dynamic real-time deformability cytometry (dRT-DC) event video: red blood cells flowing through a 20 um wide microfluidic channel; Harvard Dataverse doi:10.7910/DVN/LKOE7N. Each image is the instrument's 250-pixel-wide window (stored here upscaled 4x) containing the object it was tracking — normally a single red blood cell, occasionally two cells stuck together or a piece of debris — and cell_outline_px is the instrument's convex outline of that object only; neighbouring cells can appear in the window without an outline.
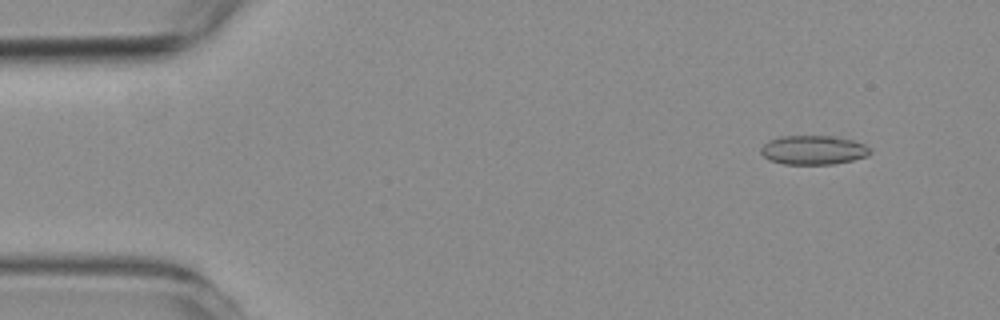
{"species": "common noctule bat (a hibernating species)", "species_latin": "Nyctalus noctula", "temperature_condition": "room temperature", "stored_images_in_passage": 21, "camera_frame_rate_fps": 3000, "um_per_image_px": 0.085, "animal": {"sex": "female", "body_mass_g": 19.3, "forearm_length_mm": 54.1}, "frame": {"image": 1, "passage_image": 2, "time_ms": 0.333, "image_size_px": [1000, 320], "cell_outline_px": [[872, 152], [868, 156], [852, 160], [832, 164], [784, 164], [772, 160], [764, 156], [760, 152], [760, 148], [768, 140], [780, 136], [836, 136], [852, 140], [864, 144]], "centroid_in_image_um": [69.13, 12.74], "position_along_channel_um": 15.9, "area_um2": 18.5}}
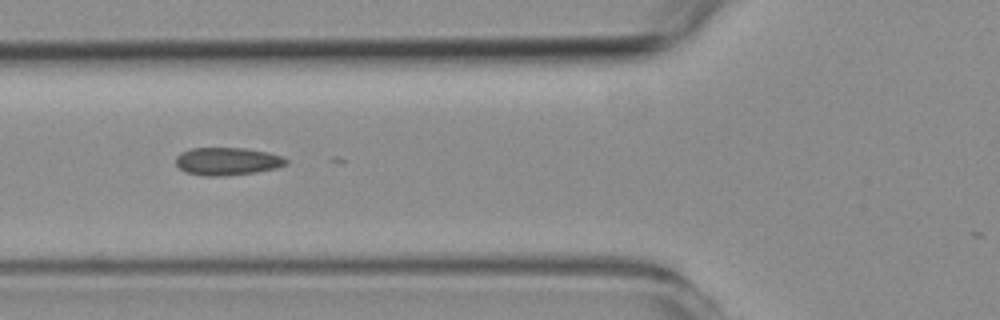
{"frame": {"image": 2, "passage_image": 18, "time_ms": 5.667, "image_size_px": [1000, 320], "cell_outline_px": [[288, 164], [276, 168], [256, 172], [220, 176], [204, 176], [184, 172], [176, 164], [176, 156], [180, 152], [192, 148], [244, 148], [268, 152], [284, 156], [288, 160]], "centroid_in_image_um": [19.33, 13.71], "position_along_channel_um": 106.5, "area_um2": 17.98}}
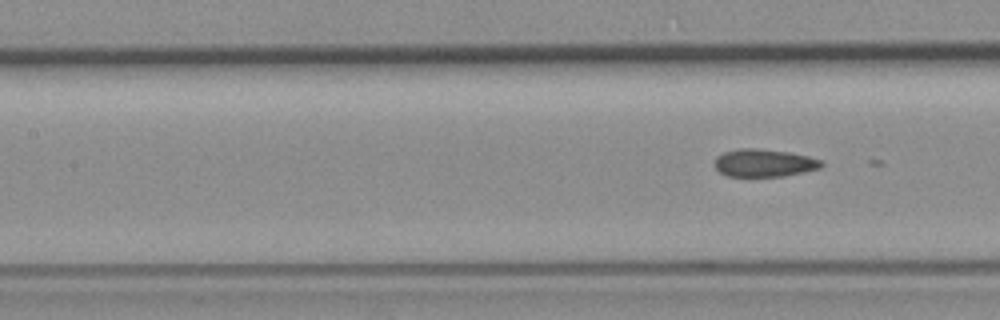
{"frame": {"image": 3, "passage_image": 21, "time_ms": 6.667, "image_size_px": [1000, 320], "cell_outline_px": [[824, 164], [820, 168], [784, 176], [728, 176], [720, 172], [716, 168], [716, 156], [724, 152], [740, 148], [756, 148], [788, 152], [808, 156], [820, 160]], "centroid_in_image_um": [64.94, 13.84], "position_along_channel_um": 142.5, "area_um2": 17.05}}